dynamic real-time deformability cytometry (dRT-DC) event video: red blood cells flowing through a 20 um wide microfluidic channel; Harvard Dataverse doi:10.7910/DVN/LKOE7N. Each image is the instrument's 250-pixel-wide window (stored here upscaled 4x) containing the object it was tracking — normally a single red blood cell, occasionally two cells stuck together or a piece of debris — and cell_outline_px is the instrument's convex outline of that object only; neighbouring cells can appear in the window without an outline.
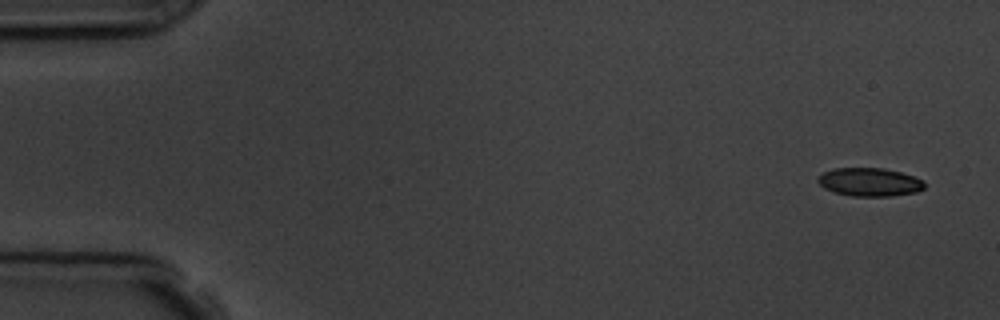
{"species": "common noctule bat (a hibernating species)", "species_latin": "Nyctalus noctula", "temperature_condition": "room temperature", "stored_images_in_passage": 5, "camera_frame_rate_fps": 3000, "um_per_image_px": 0.085, "animal": {"sex": "male", "body_mass_g": 19.5, "forearm_length_mm": 54.6}, "frame": {"image": 1, "passage_image": 1, "time_ms": 0.0, "image_size_px": [1000, 320], "cell_outline_px": [[924, 188], [916, 192], [892, 196], [852, 196], [832, 192], [824, 188], [816, 180], [824, 172], [832, 168], [884, 168], [900, 172], [924, 180]], "centroid_in_image_um": [73.9, 15.48], "position_along_channel_um": 11.1, "area_um2": 17.63}}